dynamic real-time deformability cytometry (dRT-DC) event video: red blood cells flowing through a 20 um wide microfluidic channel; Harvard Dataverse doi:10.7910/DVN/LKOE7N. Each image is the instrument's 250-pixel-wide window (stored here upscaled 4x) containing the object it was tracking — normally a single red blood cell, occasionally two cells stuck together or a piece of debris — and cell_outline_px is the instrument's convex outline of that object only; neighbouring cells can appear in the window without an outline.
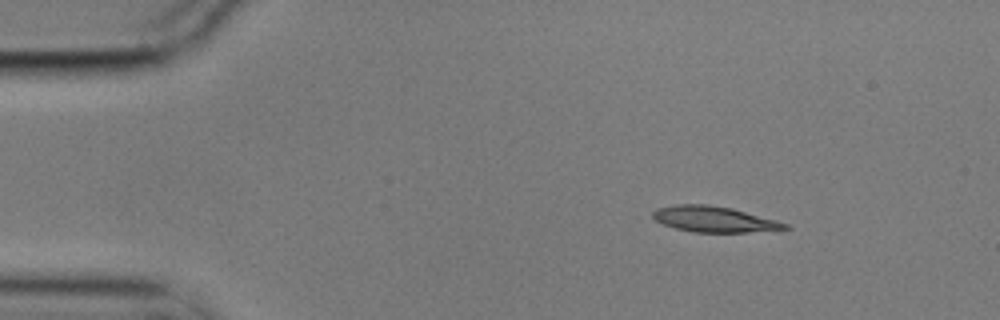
{"species": "common noctule bat (a hibernating species)", "species_latin": "Nyctalus noctula", "temperature_condition": "cold", "stored_images_in_passage": 4, "camera_frame_rate_fps": 3000, "um_per_image_px": 0.085, "animal": {"sex": "male", "body_mass_g": 17.9}, "frame": {"image": 1, "passage_image": 1, "time_ms": 0.0, "image_size_px": [1000, 320], "cell_outline_px": [[792, 228], [780, 232], [692, 232], [676, 228], [664, 224], [656, 220], [652, 216], [652, 212], [656, 208], [676, 204], [708, 204], [732, 208], [776, 220], [788, 224]], "centroid_in_image_um": [60.8, 18.65], "position_along_channel_um": 24.2, "area_um2": 20.23}}
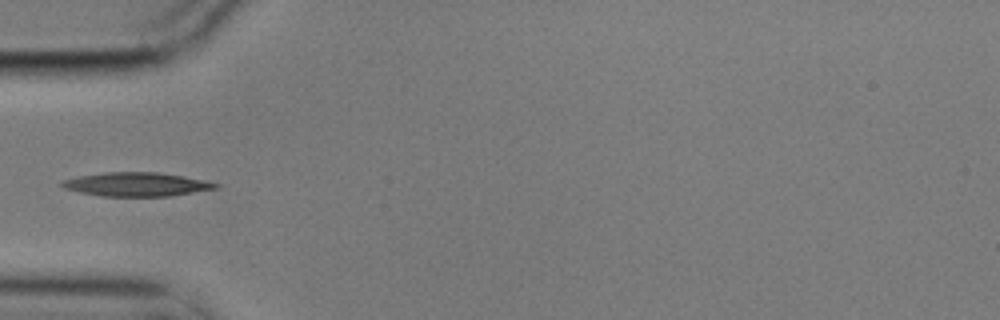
{"frame": {"image": 2, "passage_image": 4, "time_ms": 1.0, "image_size_px": [1000, 320], "cell_outline_px": [[220, 184], [216, 188], [172, 196], [100, 196], [80, 192], [64, 188], [60, 184], [64, 180], [76, 176], [104, 172], [156, 172], [204, 180]], "centroid_in_image_um": [11.56, 15.67], "position_along_channel_um": 73.4, "area_um2": 21.15}}